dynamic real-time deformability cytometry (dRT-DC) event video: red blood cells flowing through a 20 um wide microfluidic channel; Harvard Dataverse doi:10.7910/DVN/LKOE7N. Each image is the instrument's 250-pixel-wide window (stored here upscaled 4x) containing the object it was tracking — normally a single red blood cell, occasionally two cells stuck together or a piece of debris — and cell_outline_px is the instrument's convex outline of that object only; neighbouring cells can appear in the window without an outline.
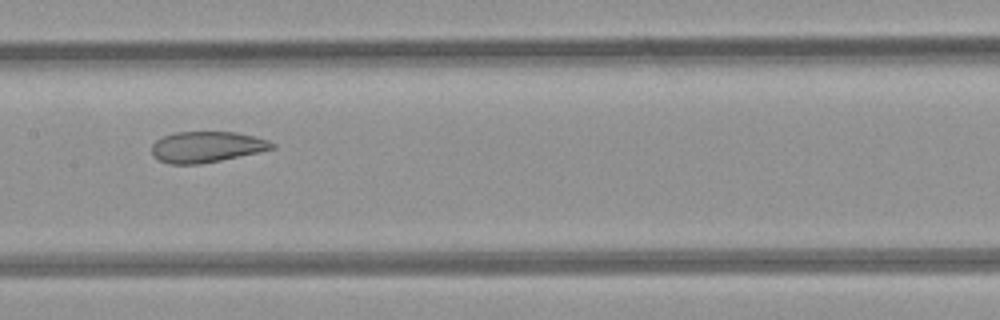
{"species": "common noctule bat (a hibernating species)", "species_latin": "Nyctalus noctula", "temperature_condition": "room temperature", "stored_images_in_passage": 5, "camera_frame_rate_fps": 3000, "um_per_image_px": 0.085, "animal": {"sex": "female", "body_mass_g": 21.9}, "frame": {"image": 1, "passage_image": 5, "time_ms": 4.667, "image_size_px": [1000, 320], "cell_outline_px": [[276, 148], [220, 160], [200, 164], [168, 164], [152, 156], [152, 144], [156, 140], [164, 136], [176, 132], [236, 132], [268, 140], [276, 144]], "centroid_in_image_um": [17.55, 12.49], "position_along_channel_um": 189.9, "area_um2": 21.56}}